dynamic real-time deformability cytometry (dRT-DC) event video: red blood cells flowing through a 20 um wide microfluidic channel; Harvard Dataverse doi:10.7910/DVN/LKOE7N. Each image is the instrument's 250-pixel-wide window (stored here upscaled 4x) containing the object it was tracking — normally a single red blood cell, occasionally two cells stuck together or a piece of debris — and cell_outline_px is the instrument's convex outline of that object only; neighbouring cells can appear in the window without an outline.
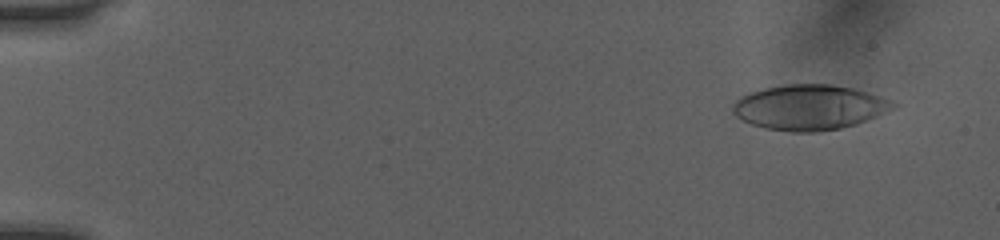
{"species": "human", "species_latin": "Homo sapiens", "temperature_condition": "room temperature", "stored_images_in_passage": 51, "camera_frame_rate_fps": 3000, "um_per_image_px": 0.085, "donor": {"sex": "female"}, "frame": {"image": 1, "passage_image": 4, "time_ms": 1.0, "image_size_px": [1000, 240], "cell_outline_px": [[900, 104], [876, 116], [856, 124], [840, 128], [820, 132], [792, 132], [764, 128], [752, 124], [736, 116], [732, 112], [732, 104], [740, 96], [748, 92], [764, 88], [784, 84], [832, 84], [852, 88], [880, 96], [892, 100]], "centroid_in_image_um": [68.77, 9.12], "position_along_channel_um": 16.2, "area_um2": 42.25}}
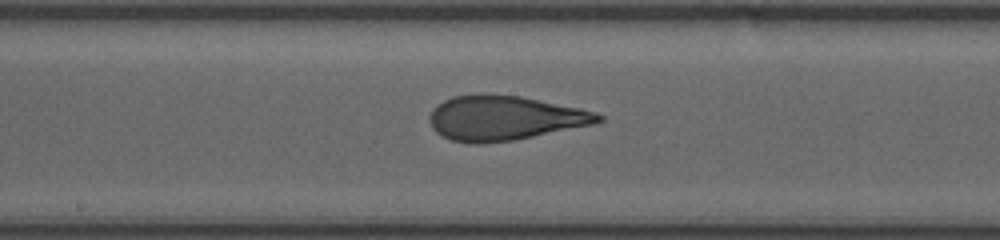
{"frame": {"image": 2, "passage_image": 28, "time_ms": 9.0, "image_size_px": [1000, 240], "cell_outline_px": [[604, 120], [596, 124], [512, 140], [480, 144], [476, 144], [452, 140], [436, 132], [432, 128], [432, 112], [436, 104], [452, 96], [520, 96], [580, 108], [596, 112], [604, 116]], "centroid_in_image_um": [42.95, 10.05], "position_along_channel_um": 205.3, "area_um2": 42.89}}
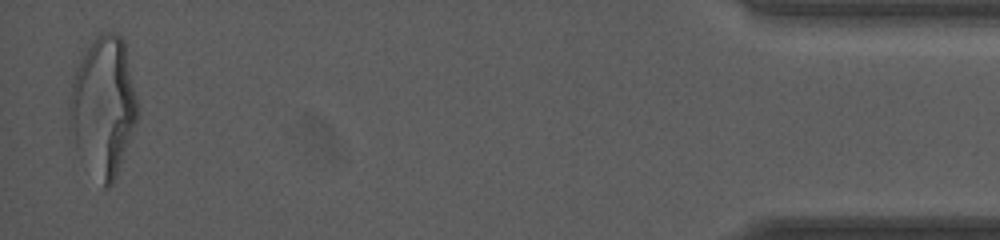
{"frame": {"image": 3, "passage_image": 50, "time_ms": 16.333, "image_size_px": [1000, 240], "cell_outline_px": [[140, 112], [116, 176], [112, 184], [108, 188], [104, 188], [76, 148], [68, 116], [68, 108], [72, 84], [76, 68], [84, 52], [92, 40], [104, 32], [116, 32], [124, 40], [140, 108]], "centroid_in_image_um": [8.81, 9.0], "position_along_channel_um": 426.4, "area_um2": 54.97}, "authors_computed_cell_mechanics": {"area_um2": 42.9454, "velocity_mm_per_s": 4.0699, "shape_relaxation_time_tau1_ms": 7.643, "shape_relaxation_time_tau2_ms": 1.2148, "deformation_change_tau1": 0.2795, "deformation_change_tau2": 0.1076}}